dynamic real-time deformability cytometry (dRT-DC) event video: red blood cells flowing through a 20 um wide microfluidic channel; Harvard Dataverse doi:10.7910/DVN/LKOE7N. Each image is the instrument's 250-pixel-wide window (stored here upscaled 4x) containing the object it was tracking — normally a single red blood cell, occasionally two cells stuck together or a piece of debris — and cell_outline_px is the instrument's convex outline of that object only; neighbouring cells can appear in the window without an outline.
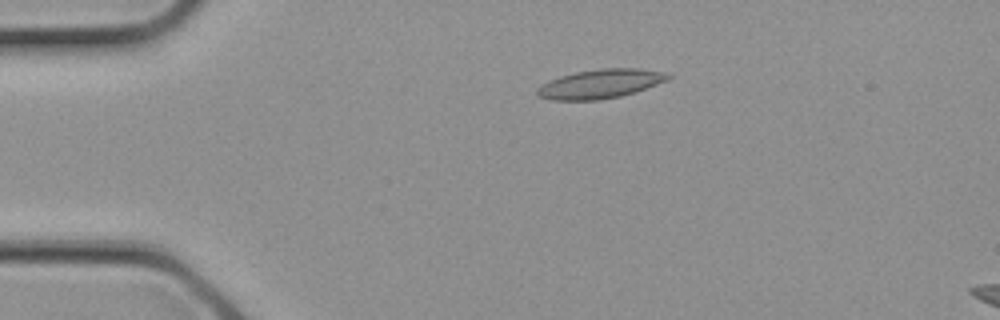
{"species": "common noctule bat (a hibernating species)", "species_latin": "Nyctalus noctula", "temperature_condition": "cold", "stored_images_in_passage": 19, "camera_frame_rate_fps": 3000, "um_per_image_px": 0.085, "animal": {"sex": "female", "body_mass_g": 21.9}, "frame": {"image": 1, "passage_image": 6, "time_ms": 1.667, "image_size_px": [1000, 320], "cell_outline_px": [[672, 76], [668, 80], [636, 92], [620, 96], [596, 100], [552, 100], [536, 96], [536, 88], [540, 84], [548, 80], [560, 76], [576, 72], [600, 68], [640, 68], [664, 72]], "centroid_in_image_um": [50.99, 7.12], "position_along_channel_um": 34.0, "area_um2": 22.37}}
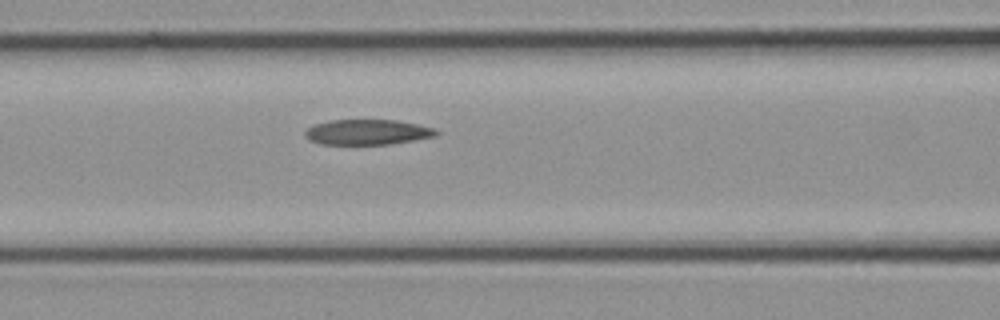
{"frame": {"image": 2, "passage_image": 12, "time_ms": 3.667, "image_size_px": [1000, 320], "cell_outline_px": [[440, 132], [436, 136], [388, 144], [320, 144], [308, 140], [304, 136], [304, 132], [312, 124], [332, 120], [396, 120], [436, 128]], "centroid_in_image_um": [31.2, 11.22], "position_along_channel_um": 135.4, "area_um2": 19.36}}
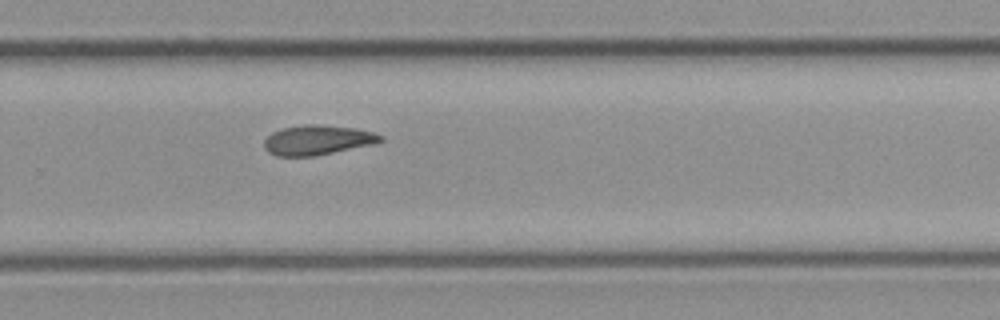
{"frame": {"image": 3, "passage_image": 19, "time_ms": 6.0, "image_size_px": [1000, 320], "cell_outline_px": [[384, 140], [376, 144], [316, 156], [276, 156], [268, 152], [264, 148], [264, 140], [272, 132], [284, 128], [304, 124], [320, 124], [356, 128], [372, 132], [384, 136]], "centroid_in_image_um": [27.02, 11.91], "position_along_channel_um": 302.8, "area_um2": 20.46}}